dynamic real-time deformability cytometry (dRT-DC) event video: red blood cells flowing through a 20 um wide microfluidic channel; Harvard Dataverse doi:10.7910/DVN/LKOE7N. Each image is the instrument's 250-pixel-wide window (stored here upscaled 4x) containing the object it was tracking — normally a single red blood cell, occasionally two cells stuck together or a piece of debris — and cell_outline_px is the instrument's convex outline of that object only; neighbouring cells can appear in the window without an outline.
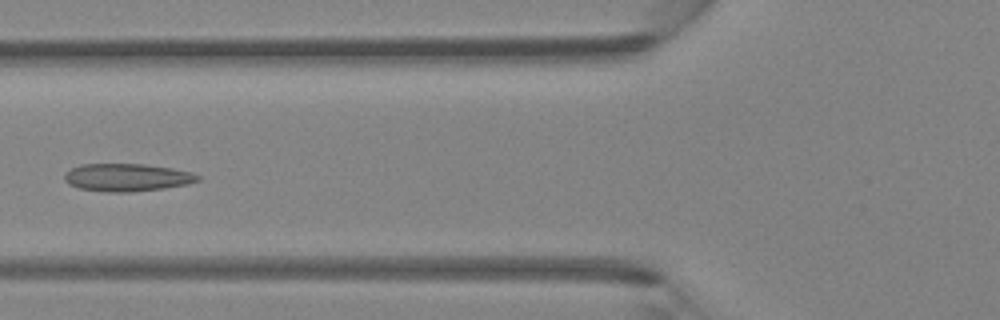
{"species": "Egyptian fruit bat (a non-hibernating species)", "species_latin": "Rousettus aegyptiacus", "temperature_condition": "room temperature", "stored_images_in_passage": 45, "camera_frame_rate_fps": 3000, "um_per_image_px": 0.085, "animal": {"sex": "female"}, "frame": {"image": 1, "passage_image": 17, "time_ms": 5.333, "image_size_px": [1000, 320], "cell_outline_px": [[200, 180], [188, 184], [164, 188], [128, 192], [108, 192], [80, 188], [68, 184], [64, 180], [64, 176], [72, 168], [80, 164], [144, 164], [172, 168], [192, 172], [200, 176]], "centroid_in_image_um": [10.82, 15.08], "position_along_channel_um": 115.0, "area_um2": 21.44}}
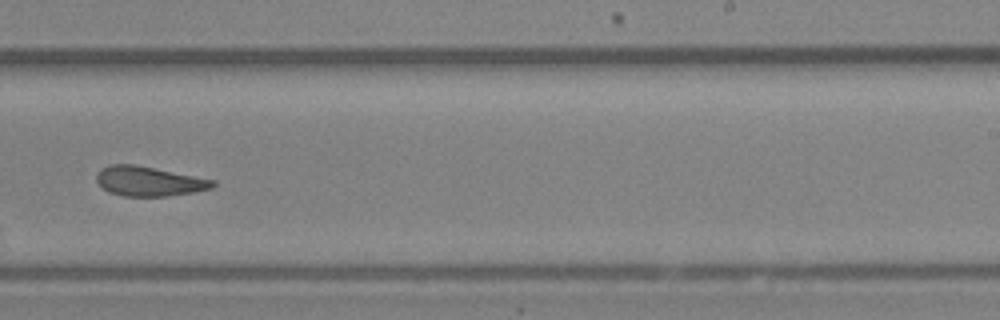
{"frame": {"image": 2, "passage_image": 28, "time_ms": 9.0, "image_size_px": [1000, 320], "cell_outline_px": [[216, 184], [212, 188], [192, 192], [168, 196], [124, 196], [108, 192], [96, 180], [96, 176], [100, 168], [108, 164], [132, 164], [216, 180]], "centroid_in_image_um": [12.64, 15.4], "position_along_channel_um": 276.4, "area_um2": 19.94}}
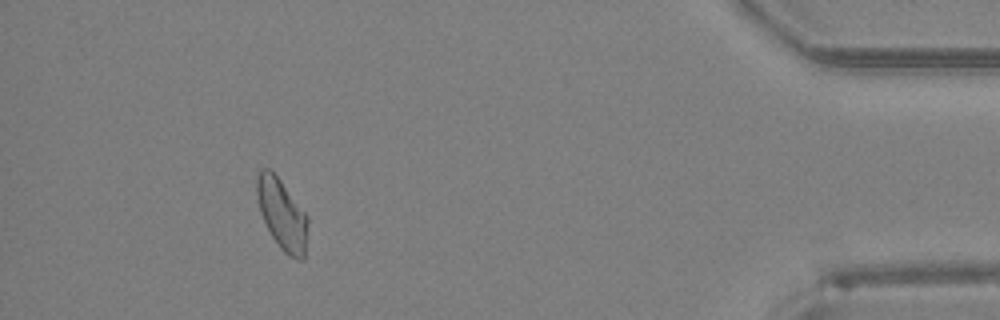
{"frame": {"image": 3, "passage_image": 41, "time_ms": 13.333, "image_size_px": [1000, 320], "cell_outline_px": [[308, 220], [304, 260], [296, 260], [288, 256], [280, 248], [272, 236], [260, 212], [256, 196], [256, 172], [260, 168], [268, 168], [280, 180], [308, 216]], "centroid_in_image_um": [23.96, 18.21], "position_along_channel_um": 411.2, "area_um2": 20.98}}